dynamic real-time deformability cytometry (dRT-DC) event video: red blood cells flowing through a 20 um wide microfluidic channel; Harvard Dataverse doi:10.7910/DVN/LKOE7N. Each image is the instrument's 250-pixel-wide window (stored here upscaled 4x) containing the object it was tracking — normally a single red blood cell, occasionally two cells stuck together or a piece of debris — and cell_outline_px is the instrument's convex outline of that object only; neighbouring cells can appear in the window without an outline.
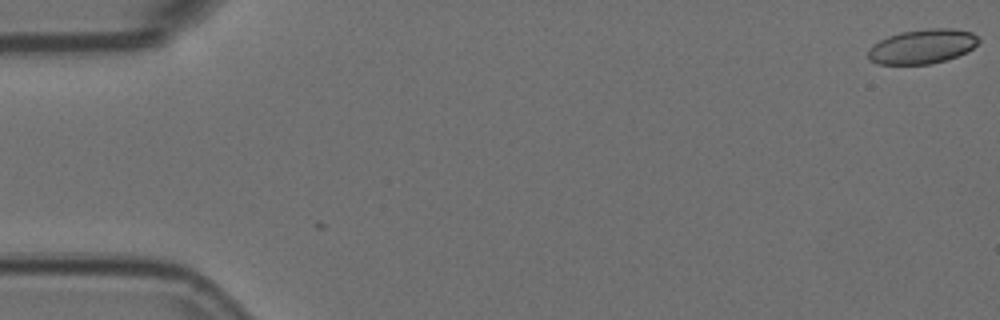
{"species": "Egyptian fruit bat (a non-hibernating species)", "species_latin": "Rousettus aegyptiacus", "temperature_condition": "room temperature", "stored_images_in_passage": 5, "camera_frame_rate_fps": 3000, "um_per_image_px": 0.085, "animal": {"sex": "female"}, "frame": {"image": 1, "passage_image": 1, "time_ms": 0.0, "image_size_px": [1000, 320], "cell_outline_px": [[980, 40], [972, 48], [956, 56], [944, 60], [928, 64], [876, 64], [868, 60], [868, 48], [872, 44], [888, 36], [900, 32], [928, 28], [952, 28], [972, 32]], "centroid_in_image_um": [78.34, 3.94], "position_along_channel_um": 6.7, "area_um2": 22.14}}
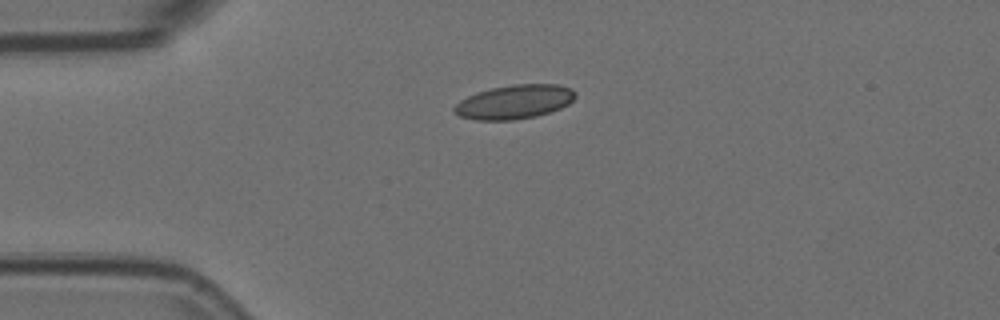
{"frame": {"image": 2, "passage_image": 4, "time_ms": 1.0, "image_size_px": [1000, 320], "cell_outline_px": [[576, 96], [568, 104], [560, 108], [536, 116], [516, 120], [476, 120], [460, 116], [452, 108], [460, 100], [476, 92], [492, 88], [512, 84], [556, 84], [572, 88], [576, 92]], "centroid_in_image_um": [43.73, 8.65], "position_along_channel_um": 41.3, "area_um2": 23.99}}